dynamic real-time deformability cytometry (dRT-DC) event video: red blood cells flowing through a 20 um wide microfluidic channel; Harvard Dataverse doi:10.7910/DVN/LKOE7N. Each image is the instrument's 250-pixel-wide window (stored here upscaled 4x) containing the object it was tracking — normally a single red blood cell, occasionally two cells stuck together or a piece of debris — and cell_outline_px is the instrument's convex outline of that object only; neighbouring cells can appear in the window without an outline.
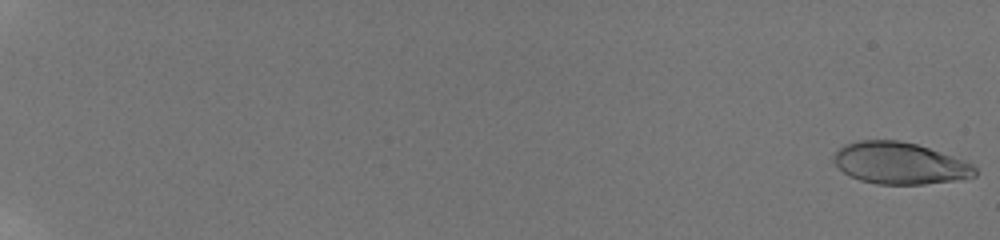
{"species": "human", "species_latin": "Homo sapiens", "temperature_condition": "room temperature", "stored_images_in_passage": 58, "camera_frame_rate_fps": 3000, "um_per_image_px": 0.085, "donor": {"sex": "male"}, "frame": {"image": 1, "passage_image": 1, "time_ms": 0.0, "image_size_px": [1000, 240], "cell_outline_px": [[976, 176], [952, 180], [924, 184], [876, 184], [860, 180], [848, 176], [832, 160], [832, 156], [844, 144], [860, 140], [900, 140], [916, 144], [964, 160], [972, 164], [976, 168]], "centroid_in_image_um": [76.44, 13.87], "position_along_channel_um": 8.6, "area_um2": 34.22}}
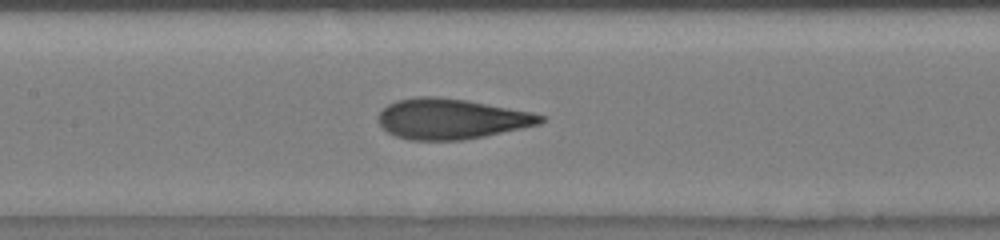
{"frame": {"image": 2, "passage_image": 33, "time_ms": 10.667, "image_size_px": [1000, 240], "cell_outline_px": [[544, 120], [540, 124], [484, 136], [464, 140], [408, 140], [396, 136], [388, 132], [376, 120], [376, 116], [388, 104], [396, 100], [416, 96], [436, 96], [468, 100], [532, 112], [544, 116]], "centroid_in_image_um": [38.32, 10.09], "position_along_channel_um": 169.1, "area_um2": 38.32}}
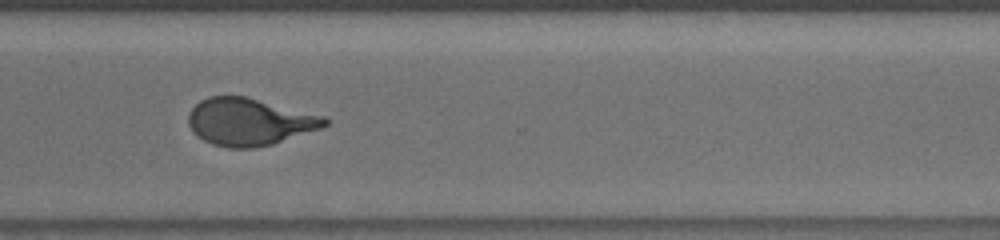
{"frame": {"image": 3, "passage_image": 47, "time_ms": 15.333, "image_size_px": [1000, 240], "cell_outline_px": [[328, 124], [320, 128], [272, 144], [252, 148], [228, 148], [212, 144], [196, 136], [192, 132], [188, 124], [188, 112], [200, 100], [208, 96], [248, 96], [324, 116], [328, 120]], "centroid_in_image_um": [21.15, 10.34], "position_along_channel_um": 349.4, "area_um2": 37.63}, "authors_computed_cell_mechanics": {"area_um2": 36.9342, "velocity_mm_per_s": 3.8828, "shape_relaxation_time_tau1_ms": 4.4345, "shape_relaxation_time_tau2_ms": 0.8774, "deformation_change_tau1": 0.21, "deformation_change_tau2": 0.0828}}